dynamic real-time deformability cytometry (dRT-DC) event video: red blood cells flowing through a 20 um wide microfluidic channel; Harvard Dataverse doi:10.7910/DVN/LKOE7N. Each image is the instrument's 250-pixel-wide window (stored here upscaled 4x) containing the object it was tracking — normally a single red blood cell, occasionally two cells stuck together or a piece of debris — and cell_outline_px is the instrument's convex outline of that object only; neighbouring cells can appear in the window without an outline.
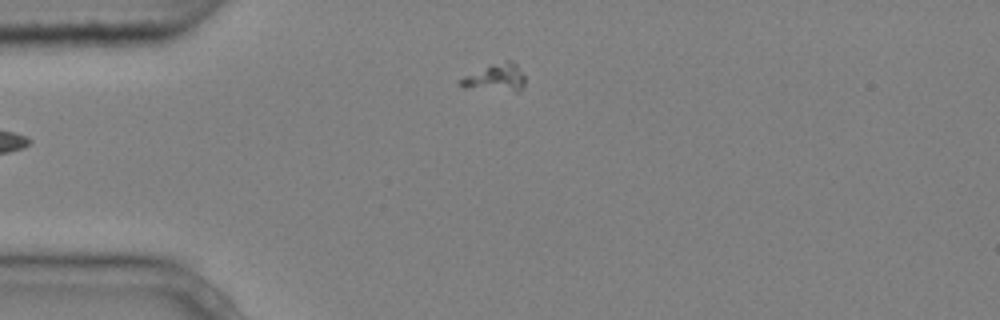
{"species": "common noctule bat (a hibernating species)", "species_latin": "Nyctalus noctula", "temperature_condition": "cold", "stored_images_in_passage": 5, "segment_of_instrument_passage": [2, 2], "camera_frame_rate_fps": 3000, "um_per_image_px": 0.085, "animal": {"sex": "male", "body_mass_g": 20.4}, "frame": {"image": 1, "passage_image": 5, "time_ms": 1.333, "image_size_px": [1000, 320], "cell_outline_px": [[524, 88], [516, 92], [464, 88], [460, 84], [460, 80], [464, 76], [492, 64], [508, 60], [512, 60], [516, 64], [524, 76]], "centroid_in_image_um": [42.15, 6.62], "position_along_channel_um": 42.8, "area_um2": 10.35}}